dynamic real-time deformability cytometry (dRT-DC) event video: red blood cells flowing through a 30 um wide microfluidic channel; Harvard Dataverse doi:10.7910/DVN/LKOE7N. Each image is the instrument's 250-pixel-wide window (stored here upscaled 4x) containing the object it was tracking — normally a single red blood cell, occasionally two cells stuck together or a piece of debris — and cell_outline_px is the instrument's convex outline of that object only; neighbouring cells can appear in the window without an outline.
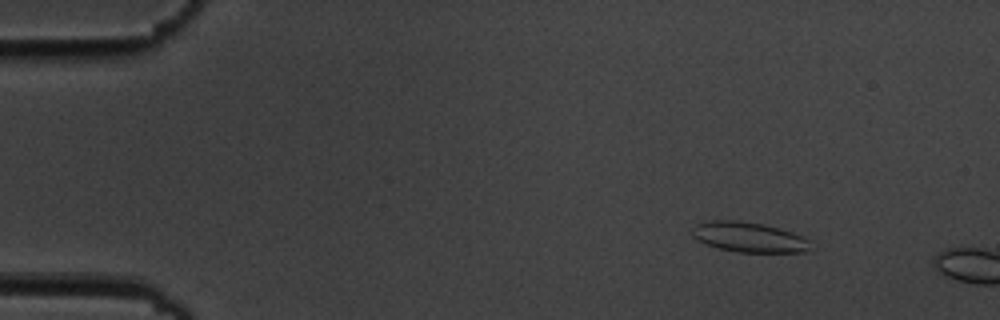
{"species": "common noctule bat (a hibernating species)", "species_latin": "Nyctalus noctula", "temperature_condition": "cold", "stored_images_in_passage": 3, "camera_frame_rate_fps": 3000, "um_per_image_px": 0.085, "animal": {"sex": "male", "body_mass_g": 19.5, "forearm_length_mm": 54.6}, "frame": {"image": 1, "passage_image": 2, "time_ms": 1.0, "image_size_px": [1000, 320], "cell_outline_px": [[812, 240], [808, 248], [804, 252], [740, 252], [720, 248], [708, 244], [692, 236], [692, 228], [696, 224], [712, 220], [736, 220], [764, 224], [780, 228], [804, 236]], "centroid_in_image_um": [63.7, 20.14], "position_along_channel_um": 21.3, "area_um2": 20.63}}